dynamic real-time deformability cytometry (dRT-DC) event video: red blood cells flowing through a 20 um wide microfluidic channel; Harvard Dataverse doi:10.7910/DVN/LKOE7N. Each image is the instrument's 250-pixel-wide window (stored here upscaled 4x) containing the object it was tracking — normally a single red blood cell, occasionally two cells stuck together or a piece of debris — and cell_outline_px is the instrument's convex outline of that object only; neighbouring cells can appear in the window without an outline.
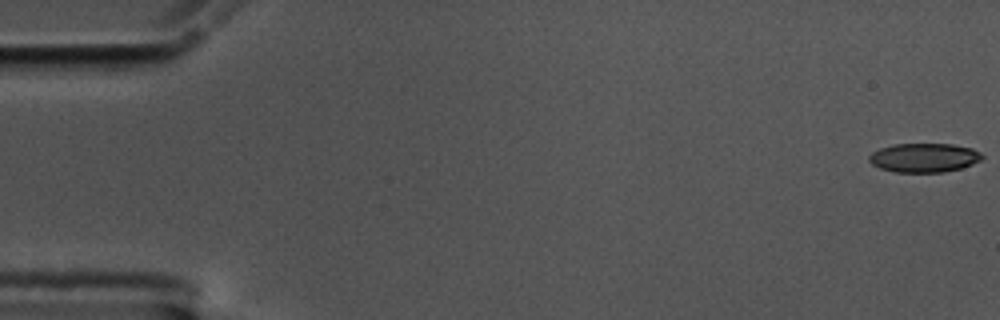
{"species": "common noctule bat (a hibernating species)", "species_latin": "Nyctalus noctula", "temperature_condition": "cold", "stored_images_in_passage": 57, "camera_frame_rate_fps": 3000, "um_per_image_px": 0.085, "animal": {"sex": "male", "body_mass_g": 17.5, "forearm_length_mm": 52.3}, "frame": {"image": 1, "passage_image": 1, "time_ms": 0.0, "image_size_px": [1000, 320], "cell_outline_px": [[984, 156], [980, 160], [972, 164], [960, 168], [944, 172], [896, 172], [880, 168], [872, 164], [868, 160], [868, 156], [872, 152], [880, 148], [892, 144], [952, 144], [972, 148], [980, 152]], "centroid_in_image_um": [78.53, 13.4], "position_along_channel_um": 6.5, "area_um2": 19.13}}
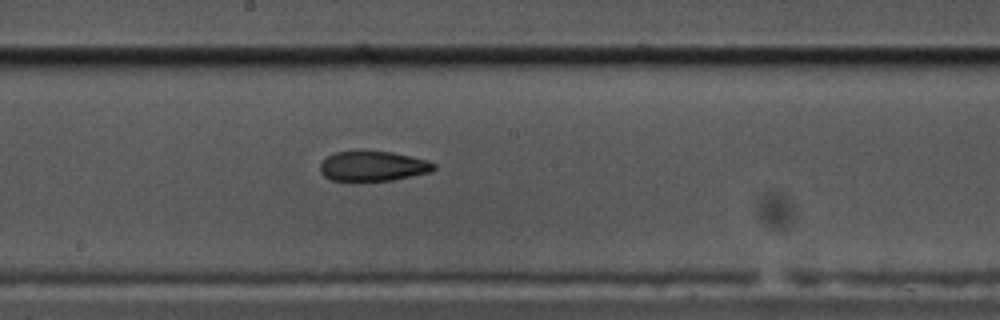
{"frame": {"image": 2, "passage_image": 31, "time_ms": 10.0, "image_size_px": [1000, 320], "cell_outline_px": [[436, 168], [432, 172], [392, 180], [352, 184], [332, 180], [324, 176], [320, 172], [320, 164], [328, 156], [336, 152], [360, 148], [392, 152], [428, 160], [436, 164]], "centroid_in_image_um": [31.66, 14.13], "position_along_channel_um": 216.5, "area_um2": 21.21}}
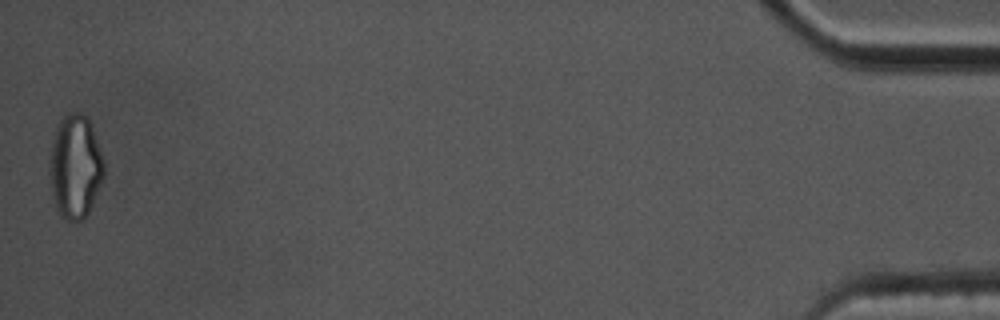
{"frame": {"image": 3, "passage_image": 57, "time_ms": 18.667, "image_size_px": [1000, 320], "cell_outline_px": [[104, 176], [92, 204], [84, 220], [68, 220], [60, 216], [56, 208], [52, 196], [48, 172], [52, 140], [56, 128], [60, 120], [68, 112], [80, 112], [88, 120], [104, 160]], "centroid_in_image_um": [6.36, 14.19], "position_along_channel_um": 428.8, "area_um2": 32.77}}